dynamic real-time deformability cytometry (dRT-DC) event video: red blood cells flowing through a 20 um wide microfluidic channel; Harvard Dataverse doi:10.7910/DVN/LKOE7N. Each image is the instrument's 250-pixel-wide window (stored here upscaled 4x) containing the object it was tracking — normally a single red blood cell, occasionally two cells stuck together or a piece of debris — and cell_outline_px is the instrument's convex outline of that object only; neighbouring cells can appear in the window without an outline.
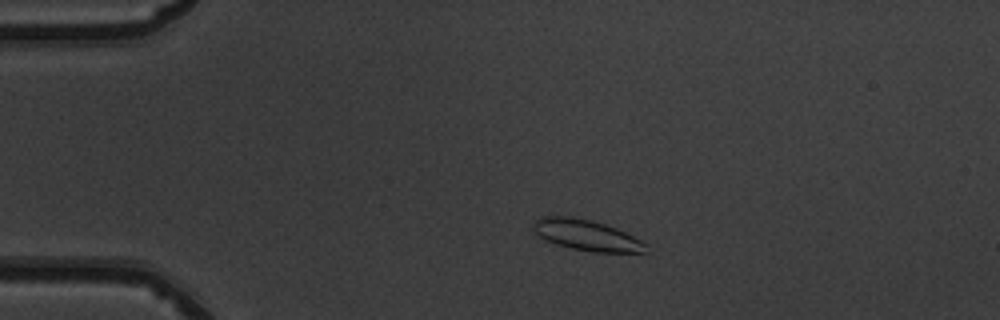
{"species": "common noctule bat (a hibernating species)", "species_latin": "Nyctalus noctula", "temperature_condition": "warm", "stored_images_in_passage": 42, "camera_frame_rate_fps": 3000, "um_per_image_px": 0.085, "animal": {"sex": "male", "body_mass_g": 19.5, "forearm_length_mm": 54.6}, "frame": {"image": 1, "passage_image": 2, "time_ms": 0.333, "image_size_px": [1000, 320], "cell_outline_px": [[648, 244], [644, 252], [592, 252], [572, 248], [556, 244], [540, 236], [532, 228], [532, 224], [540, 216], [572, 216], [604, 224], [616, 228]], "centroid_in_image_um": [49.83, 19.98], "position_along_channel_um": 35.2, "area_um2": 19.88}}
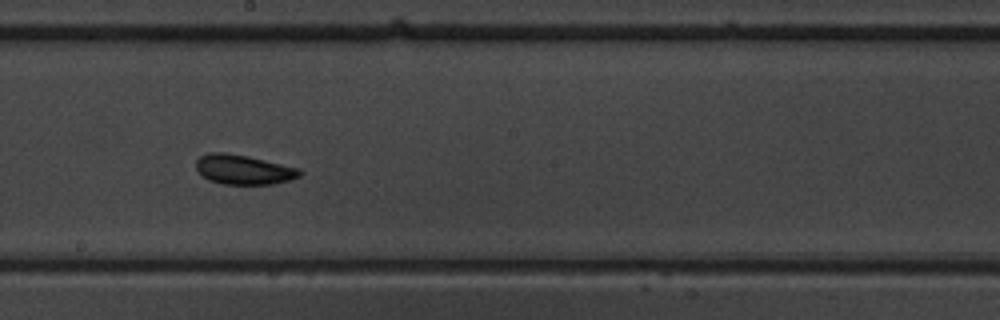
{"frame": {"image": 2, "passage_image": 20, "time_ms": 6.333, "image_size_px": [1000, 320], "cell_outline_px": [[304, 172], [300, 176], [292, 180], [272, 184], [224, 184], [208, 180], [196, 168], [196, 160], [200, 156], [208, 152], [224, 152], [248, 156], [300, 168]], "centroid_in_image_um": [20.74, 14.41], "position_along_channel_um": 227.5, "area_um2": 18.03}}
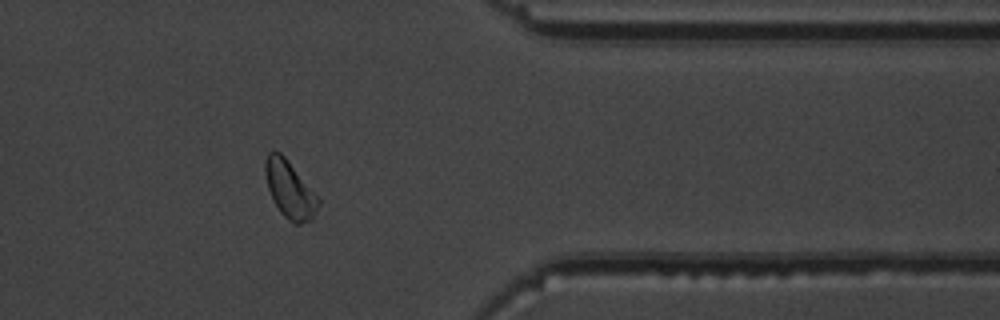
{"frame": {"image": 3, "passage_image": 33, "time_ms": 10.667, "image_size_px": [1000, 320], "cell_outline_px": [[320, 204], [312, 220], [300, 224], [292, 224], [280, 212], [272, 200], [268, 188], [264, 172], [264, 160], [268, 152], [280, 152], [284, 156], [320, 200]], "centroid_in_image_um": [24.6, 16.15], "position_along_channel_um": 386.8, "area_um2": 17.63}, "authors_computed_cell_mechanics": {"area_um2": 17.7157, "velocity_mm_per_s": 3.9912, "shape_relaxation_time_tau1_ms": 3.7463, "shape_relaxation_time_tau2_ms": 7.7169, "deformation_change_tau1": 0.1052, "deformation_change_tau2": 0.1526}}